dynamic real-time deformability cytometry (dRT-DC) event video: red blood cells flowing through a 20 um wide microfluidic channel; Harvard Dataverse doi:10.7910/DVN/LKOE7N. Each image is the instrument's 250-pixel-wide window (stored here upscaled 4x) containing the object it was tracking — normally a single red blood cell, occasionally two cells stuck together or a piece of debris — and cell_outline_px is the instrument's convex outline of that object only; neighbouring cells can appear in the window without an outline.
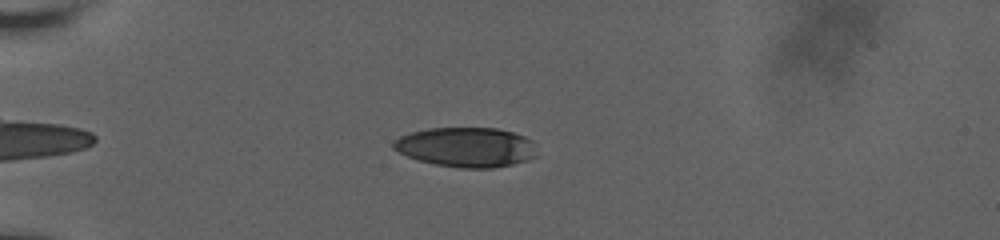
{"species": "human", "species_latin": "Homo sapiens", "temperature_condition": "room temperature", "stored_images_in_passage": 50, "camera_frame_rate_fps": 3000, "um_per_image_px": 0.085, "donor": {"sex": "male"}, "frame": {"image": 1, "passage_image": 10, "time_ms": 3.0, "image_size_px": [1000, 240], "cell_outline_px": [[536, 156], [528, 160], [512, 164], [492, 168], [460, 168], [436, 164], [420, 160], [408, 156], [392, 148], [392, 140], [400, 136], [412, 132], [428, 128], [496, 128], [512, 132], [524, 136], [532, 140]], "centroid_in_image_um": [39.62, 12.5], "position_along_channel_um": 45.4, "area_um2": 33.06}}
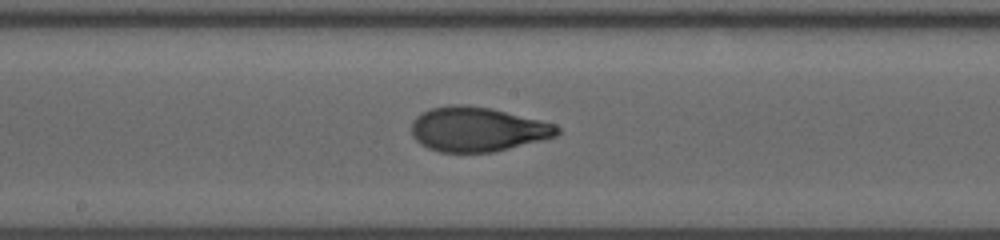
{"frame": {"image": 2, "passage_image": 26, "time_ms": 8.333, "image_size_px": [1000, 240], "cell_outline_px": [[560, 132], [556, 136], [492, 152], [440, 152], [428, 148], [420, 144], [412, 136], [412, 120], [416, 116], [432, 108], [448, 104], [468, 104], [492, 108], [556, 124], [560, 128]], "centroid_in_image_um": [40.56, 10.97], "position_along_channel_um": 207.6, "area_um2": 37.8}}
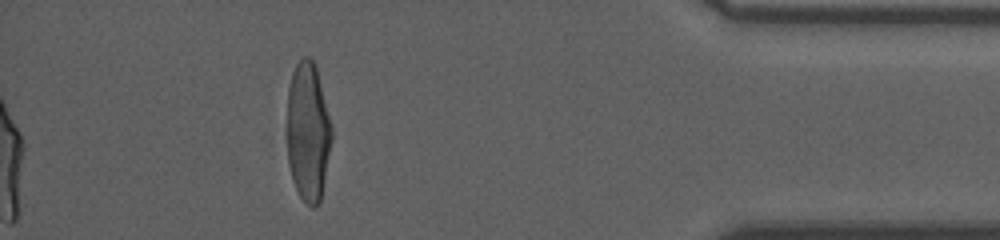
{"frame": {"image": 3, "passage_image": 45, "time_ms": 14.667, "image_size_px": [1000, 240], "cell_outline_px": [[332, 140], [320, 204], [316, 208], [312, 208], [300, 196], [292, 180], [288, 164], [288, 88], [292, 72], [296, 64], [304, 56], [308, 56], [312, 60], [316, 68], [332, 124]], "centroid_in_image_um": [26.19, 11.23], "position_along_channel_um": 409.0, "area_um2": 36.24}, "authors_computed_cell_mechanics": {"area_um2": 36.9631, "velocity_mm_per_s": 3.8064, "shape_relaxation_time_tau1_ms": 6.344, "shape_relaxation_time_tau2_ms": 0.8486, "deformation_change_tau1": 0.2539, "deformation_change_tau2": 0.0703}}